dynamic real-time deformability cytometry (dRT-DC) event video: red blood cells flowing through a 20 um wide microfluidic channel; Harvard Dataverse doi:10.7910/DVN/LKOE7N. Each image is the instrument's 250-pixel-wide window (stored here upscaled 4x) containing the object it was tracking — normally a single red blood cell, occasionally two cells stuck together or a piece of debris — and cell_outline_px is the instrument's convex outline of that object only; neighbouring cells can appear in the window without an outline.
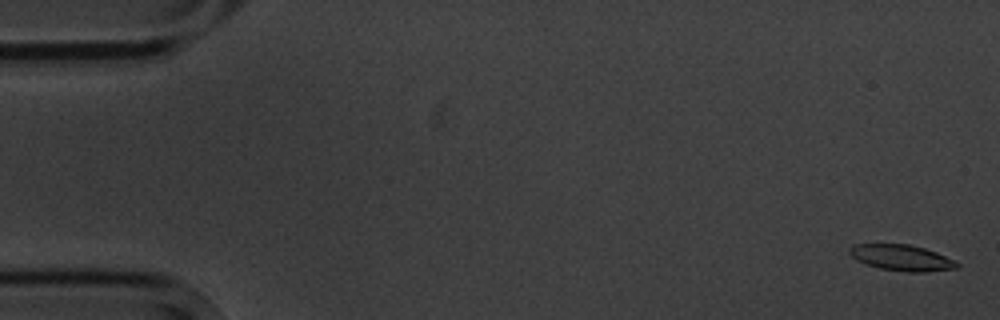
{"species": "common noctule bat (a hibernating species)", "species_latin": "Nyctalus noctula", "temperature_condition": "cold", "stored_images_in_passage": 13, "camera_frame_rate_fps": 3000, "um_per_image_px": 0.085, "animal": {"sex": "male", "body_mass_g": 20.1, "forearm_length_mm": 53.5}, "frame": {"image": 1, "passage_image": 1, "time_ms": 0.0, "image_size_px": [1000, 320], "cell_outline_px": [[960, 264], [956, 268], [924, 272], [908, 272], [880, 268], [864, 264], [856, 260], [848, 252], [848, 248], [852, 244], [908, 244], [924, 248], [936, 252], [956, 260]], "centroid_in_image_um": [76.62, 21.9], "position_along_channel_um": 8.4, "area_um2": 16.36}}
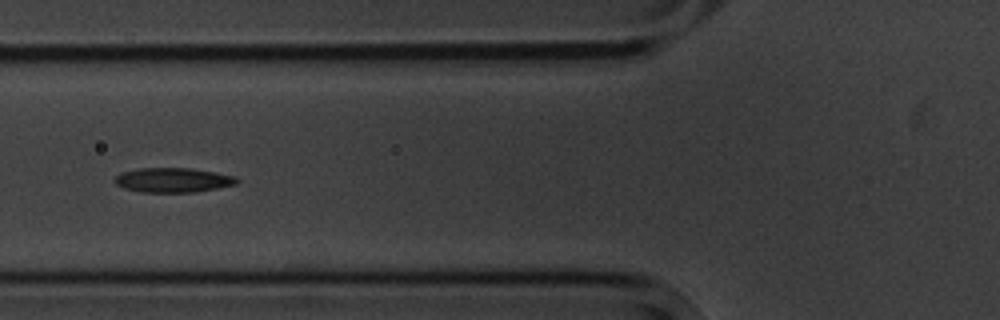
{"frame": {"image": 2, "passage_image": 6, "time_ms": 6.667, "image_size_px": [1000, 320], "cell_outline_px": [[240, 180], [236, 184], [196, 192], [140, 192], [124, 188], [116, 184], [112, 180], [120, 172], [140, 168], [188, 168], [236, 176]], "centroid_in_image_um": [14.67, 15.31], "position_along_channel_um": 111.1, "area_um2": 17.46}}
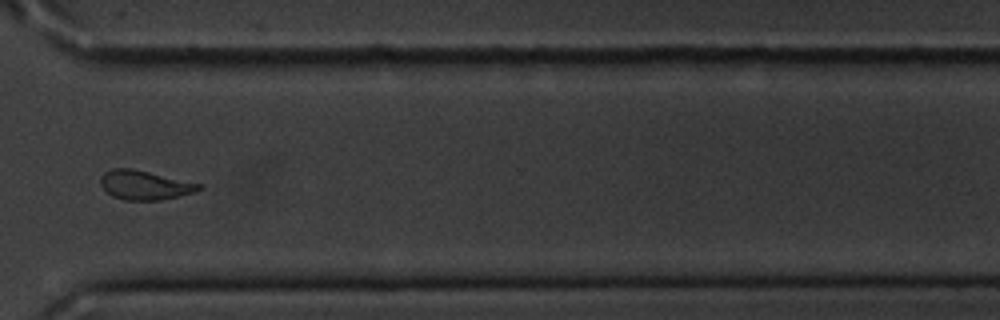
{"frame": {"image": 3, "passage_image": 12, "time_ms": 13.667, "image_size_px": [1000, 320], "cell_outline_px": [[204, 188], [192, 192], [160, 200], [124, 200], [112, 196], [100, 184], [100, 176], [104, 172], [112, 168], [132, 168], [200, 184]], "centroid_in_image_um": [12.24, 15.72], "position_along_channel_um": 358.4, "area_um2": 16.47}, "authors_computed_cell_mechanics": {"area_um2": 17.051, "velocity_mm_per_s": 3.5409, "shape_relaxation_time_tau1_ms": 7.9392, "shape_relaxation_time_tau2_ms": 5.3994, "deformation_change_tau1": 0.1719, "deformation_change_tau2": 0.1284}}